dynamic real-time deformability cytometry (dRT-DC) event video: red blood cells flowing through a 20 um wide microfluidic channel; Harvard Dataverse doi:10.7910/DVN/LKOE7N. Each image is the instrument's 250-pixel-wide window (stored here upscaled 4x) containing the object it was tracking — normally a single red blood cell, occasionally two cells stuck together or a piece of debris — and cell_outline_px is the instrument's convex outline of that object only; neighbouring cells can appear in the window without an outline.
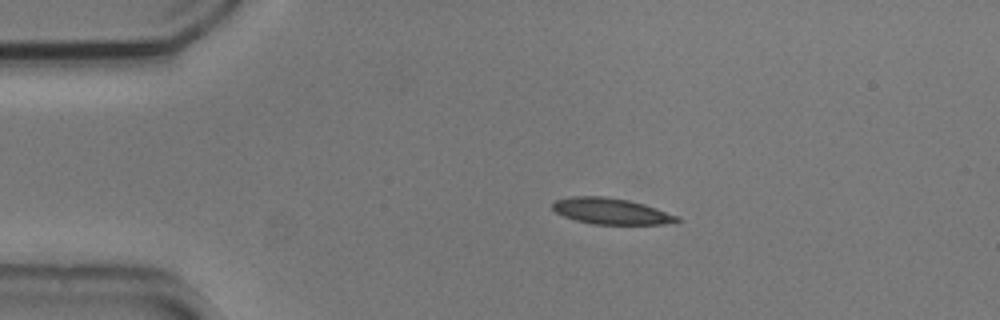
{"species": "common noctule bat (a hibernating species)", "species_latin": "Nyctalus noctula", "temperature_condition": "cold", "stored_images_in_passage": 40, "camera_frame_rate_fps": 3000, "um_per_image_px": 0.085, "animal": {"sex": "male", "body_mass_g": 20.5, "forearm_length_mm": 52.5}, "frame": {"image": 1, "passage_image": 1, "time_ms": 0.0, "image_size_px": [1000, 320], "cell_outline_px": [[680, 220], [676, 224], [592, 224], [576, 220], [564, 216], [556, 212], [552, 208], [552, 204], [556, 200], [572, 196], [604, 196], [628, 200], [644, 204], [680, 216]], "centroid_in_image_um": [51.99, 17.95], "position_along_channel_um": 33.0, "area_um2": 19.02}}
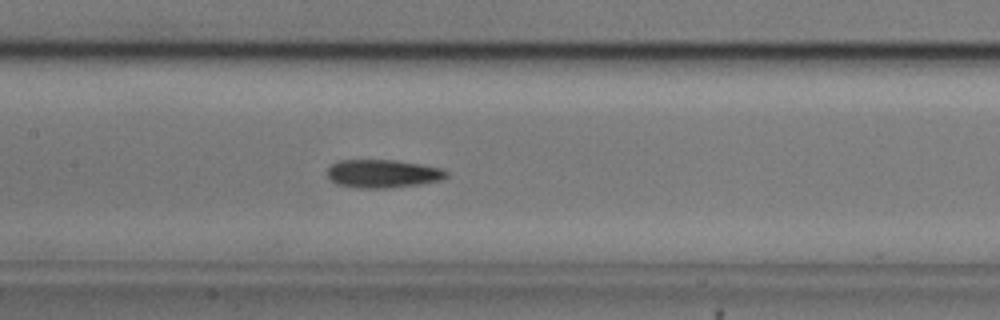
{"frame": {"image": 2, "passage_image": 16, "time_ms": 5.0, "image_size_px": [1000, 320], "cell_outline_px": [[448, 176], [444, 180], [420, 184], [388, 188], [360, 188], [336, 184], [328, 176], [328, 168], [336, 160], [396, 160], [444, 168], [448, 172]], "centroid_in_image_um": [32.59, 14.76], "position_along_channel_um": 174.8, "area_um2": 19.77}}
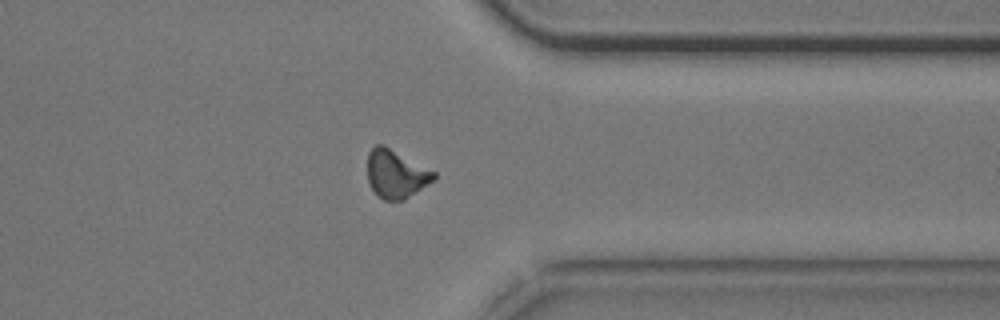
{"frame": {"image": 3, "passage_image": 33, "time_ms": 10.667, "image_size_px": [1000, 320], "cell_outline_px": [[436, 180], [404, 200], [384, 200], [376, 196], [368, 184], [368, 152], [376, 144], [384, 144], [436, 172]], "centroid_in_image_um": [33.66, 14.79], "position_along_channel_um": 377.7, "area_um2": 19.02}, "authors_computed_cell_mechanics": {"area_um2": 19.0162, "velocity_mm_per_s": 3.6812, "shape_relaxation_time_tau1_ms": 3.8221, "shape_relaxation_time_tau2_ms": 5.1369, "deformation_change_tau1": 0.1229, "deformation_change_tau2": 0.1286}}